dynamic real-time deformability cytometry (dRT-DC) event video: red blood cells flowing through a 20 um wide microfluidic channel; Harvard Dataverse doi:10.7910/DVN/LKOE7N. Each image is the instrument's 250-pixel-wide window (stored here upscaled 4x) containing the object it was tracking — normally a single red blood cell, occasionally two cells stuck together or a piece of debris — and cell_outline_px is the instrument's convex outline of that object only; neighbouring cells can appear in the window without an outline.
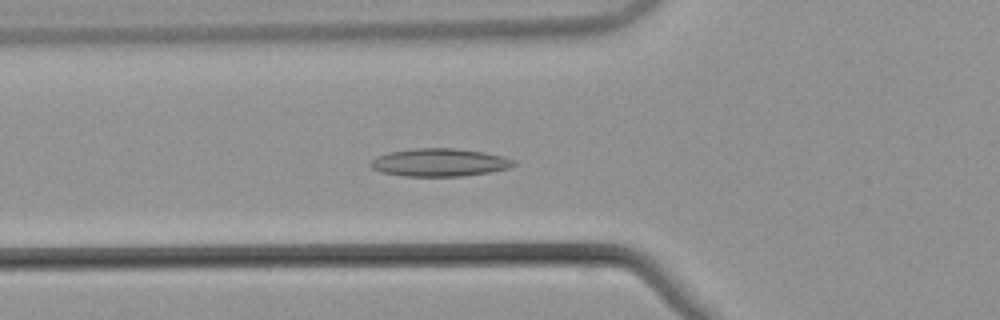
{"species": "common noctule bat (a hibernating species)", "species_latin": "Nyctalus noctula", "temperature_condition": "warm", "stored_images_in_passage": 54, "camera_frame_rate_fps": 3000, "um_per_image_px": 0.085, "animal": {"sex": "male", "body_mass_g": 21.5, "forearm_length_mm": 52.0}, "frame": {"image": 1, "passage_image": 20, "time_ms": 6.333, "image_size_px": [1000, 320], "cell_outline_px": [[516, 164], [508, 168], [488, 172], [464, 176], [404, 176], [380, 172], [372, 168], [368, 164], [376, 156], [392, 152], [416, 148], [456, 148], [484, 152], [504, 156], [516, 160]], "centroid_in_image_um": [37.37, 13.81], "position_along_channel_um": 88.4, "area_um2": 23.29}}
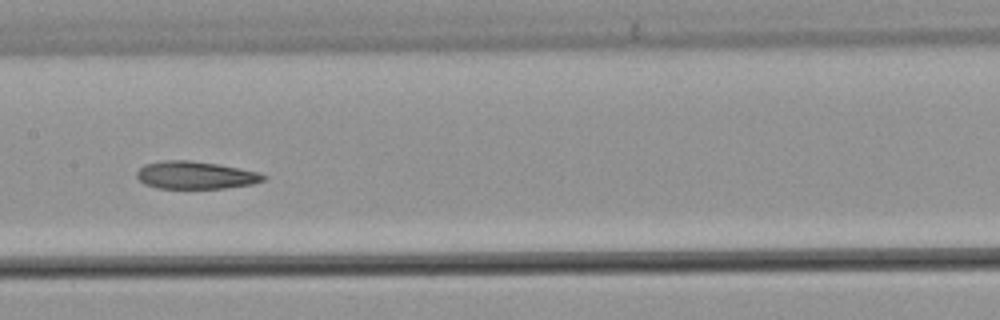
{"frame": {"image": 2, "passage_image": 28, "time_ms": 9.0, "image_size_px": [1000, 320], "cell_outline_px": [[268, 176], [264, 180], [252, 184], [224, 188], [156, 188], [144, 184], [136, 176], [136, 172], [144, 164], [164, 160], [188, 160], [216, 164], [240, 168], [260, 172]], "centroid_in_image_um": [16.61, 14.89], "position_along_channel_um": 190.8, "area_um2": 20.4}}
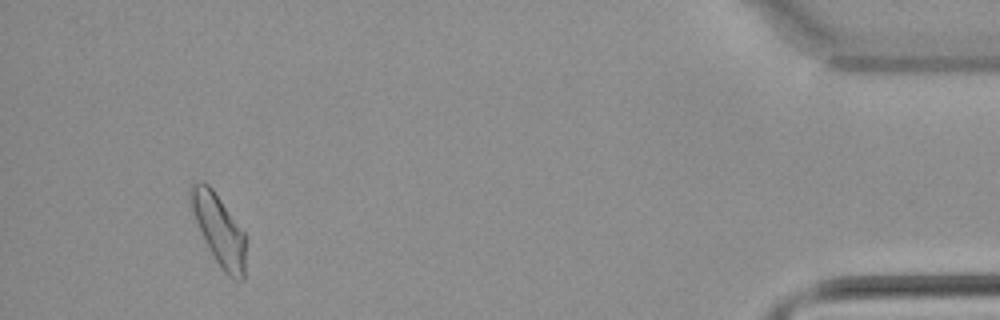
{"frame": {"image": 3, "passage_image": 51, "time_ms": 16.667, "image_size_px": [1000, 320], "cell_outline_px": [[244, 280], [240, 280], [228, 276], [220, 268], [212, 256], [192, 212], [188, 200], [188, 188], [192, 184], [200, 180], [208, 184], [212, 188], [244, 232]], "centroid_in_image_um": [18.56, 19.49], "position_along_channel_um": 416.6, "area_um2": 22.48}, "authors_computed_cell_mechanics": {"area_um2": 22.1374, "velocity_mm_per_s": 3.8284, "shape_relaxation_time_tau1_ms": null, "shape_relaxation_time_tau2_ms": 4.7352, "deformation_change_tau1": null, "deformation_change_tau2": 0.1257}}